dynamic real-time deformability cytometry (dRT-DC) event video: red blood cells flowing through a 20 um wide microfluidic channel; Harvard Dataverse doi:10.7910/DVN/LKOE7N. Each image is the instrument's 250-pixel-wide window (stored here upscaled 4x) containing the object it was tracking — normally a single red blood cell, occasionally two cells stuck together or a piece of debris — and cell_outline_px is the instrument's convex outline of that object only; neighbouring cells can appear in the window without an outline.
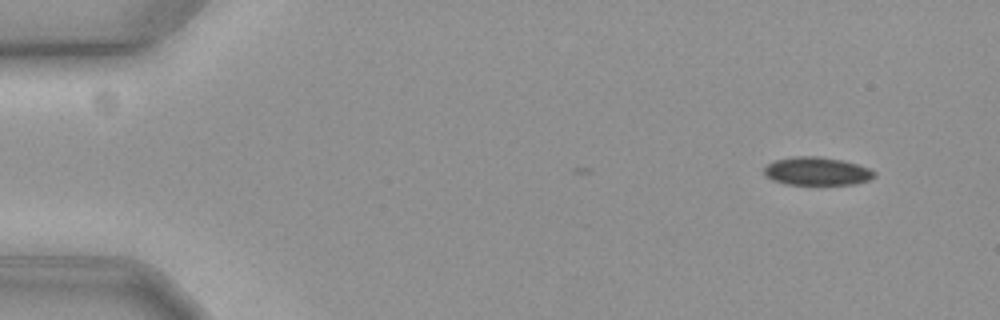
{"species": "common noctule bat (a hibernating species)", "species_latin": "Nyctalus noctula", "temperature_condition": "cold", "stored_images_in_passage": 4, "camera_frame_rate_fps": 3000, "um_per_image_px": 0.085, "animal": {"sex": "female", "body_mass_g": 19.3, "forearm_length_mm": 54.1}, "frame": {"image": 1, "passage_image": 1, "time_ms": 0.0, "image_size_px": [1000, 320], "cell_outline_px": [[876, 176], [868, 180], [856, 184], [820, 188], [784, 184], [772, 180], [764, 176], [764, 168], [768, 164], [776, 160], [792, 156], [820, 156], [840, 160], [856, 164], [868, 168], [876, 172]], "centroid_in_image_um": [69.43, 14.62], "position_along_channel_um": 15.6, "area_um2": 19.13}}